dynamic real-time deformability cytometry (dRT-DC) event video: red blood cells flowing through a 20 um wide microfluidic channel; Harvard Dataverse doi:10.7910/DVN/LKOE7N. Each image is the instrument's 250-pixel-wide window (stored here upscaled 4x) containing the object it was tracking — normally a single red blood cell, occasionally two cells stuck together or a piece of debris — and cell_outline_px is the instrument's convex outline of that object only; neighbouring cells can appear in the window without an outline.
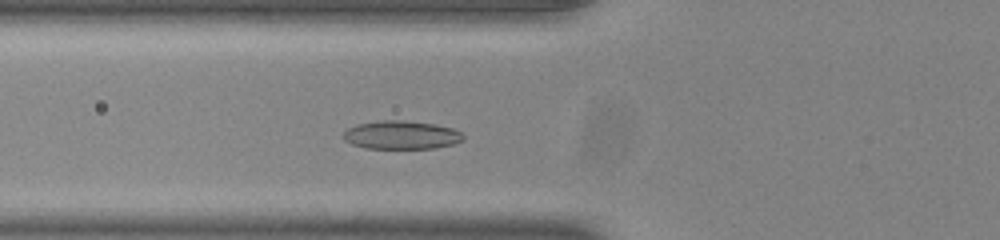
{"species": "common noctule bat (a hibernating species)", "species_latin": "Nyctalus noctula", "temperature_condition": "room temperature", "stored_images_in_passage": 41, "camera_frame_rate_fps": 3000, "um_per_image_px": 0.085, "animal": {"sex": "male", "body_mass_g": 20.0, "forearm_length_mm": 53.3}, "frame": {"image": 1, "passage_image": 13, "time_ms": 4.0, "image_size_px": [1000, 240], "cell_outline_px": [[464, 140], [452, 144], [436, 148], [364, 148], [352, 144], [344, 140], [344, 132], [348, 128], [356, 124], [380, 120], [404, 120], [436, 124], [452, 128], [460, 132], [464, 136]], "centroid_in_image_um": [34.11, 11.47], "position_along_channel_um": 91.7, "area_um2": 19.88}}
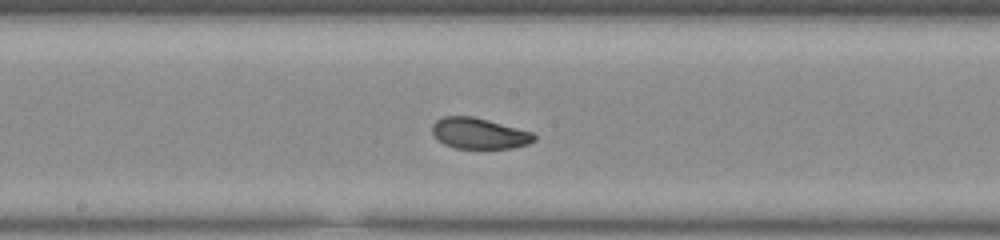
{"frame": {"image": 2, "passage_image": 22, "time_ms": 7.0, "image_size_px": [1000, 240], "cell_outline_px": [[536, 140], [528, 144], [512, 148], [456, 148], [444, 144], [432, 132], [432, 124], [436, 120], [444, 116], [472, 116], [488, 120], [532, 132], [536, 136]], "centroid_in_image_um": [40.73, 11.33], "position_along_channel_um": 207.5, "area_um2": 18.21}}
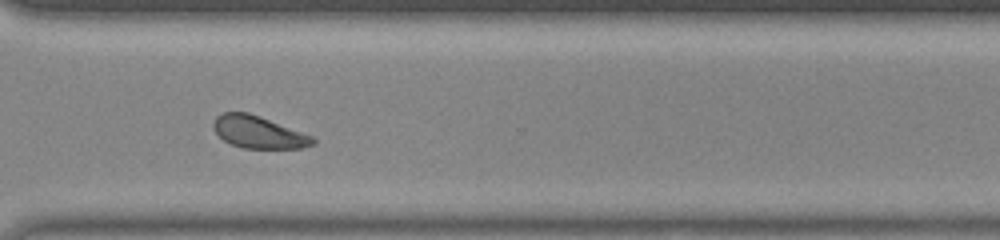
{"frame": {"image": 3, "passage_image": 33, "time_ms": 10.667, "image_size_px": [1000, 240], "cell_outline_px": [[316, 144], [300, 148], [244, 148], [232, 144], [224, 140], [212, 128], [212, 124], [216, 116], [224, 112], [248, 112], [260, 116], [312, 136], [316, 140]], "centroid_in_image_um": [21.96, 11.23], "position_along_channel_um": 348.6, "area_um2": 18.55}, "authors_computed_cell_mechanics": {"area_um2": 18.6694, "velocity_mm_per_s": 3.8481, "shape_relaxation_time_tau1_ms": 2.8826, "shape_relaxation_time_tau2_ms": 2.4696, "deformation_change_tau1": 0.1039, "deformation_change_tau2": 0.0606}}